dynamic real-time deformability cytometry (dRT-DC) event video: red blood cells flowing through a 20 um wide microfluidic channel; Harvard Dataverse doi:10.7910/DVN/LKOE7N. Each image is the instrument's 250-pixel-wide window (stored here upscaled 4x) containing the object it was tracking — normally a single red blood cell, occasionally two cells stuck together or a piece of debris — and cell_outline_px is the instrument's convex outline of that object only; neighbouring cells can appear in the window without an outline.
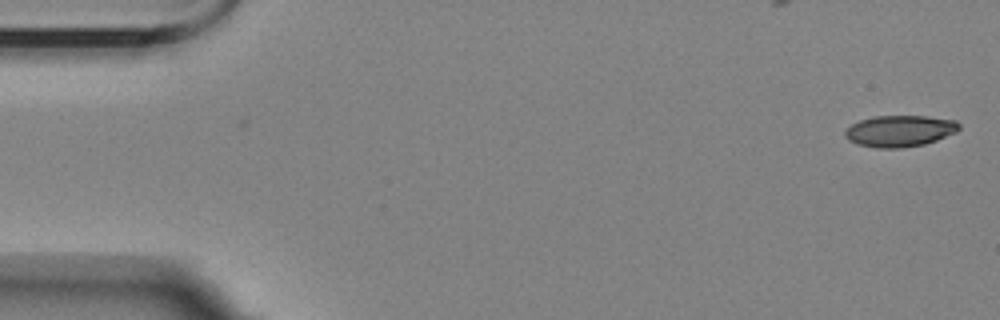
{"species": "Egyptian fruit bat (a non-hibernating species)", "species_latin": "Rousettus aegyptiacus", "temperature_condition": "room temperature", "stored_images_in_passage": 6, "segment_of_instrument_passage": [1, 2], "camera_frame_rate_fps": 3000, "um_per_image_px": 0.085, "animal": {"sex": "female"}, "frame": {"image": 1, "passage_image": 1, "time_ms": 0.0, "image_size_px": [1000, 320], "cell_outline_px": [[960, 128], [956, 132], [936, 140], [924, 144], [900, 148], [876, 148], [856, 144], [848, 140], [844, 136], [844, 132], [852, 124], [860, 120], [872, 116], [924, 116], [956, 120], [960, 124]], "centroid_in_image_um": [76.46, 11.13], "position_along_channel_um": 8.5, "area_um2": 20.92}}
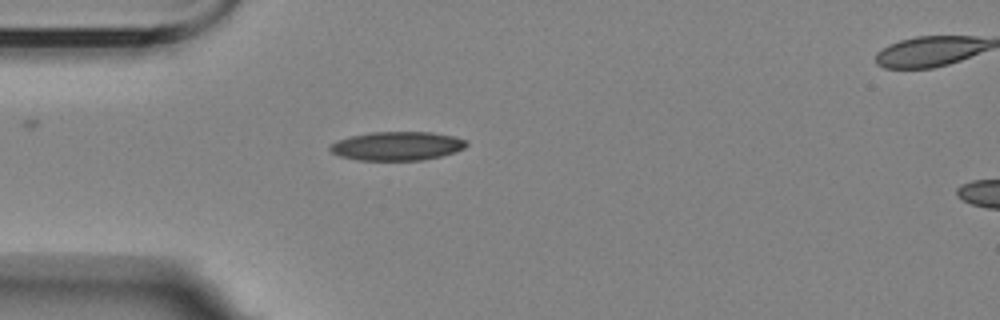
{"frame": {"image": 2, "passage_image": 5, "time_ms": 4.667, "image_size_px": [1000, 320], "cell_outline_px": [[468, 144], [464, 148], [456, 152], [424, 160], [356, 160], [340, 156], [332, 152], [328, 148], [332, 144], [340, 140], [352, 136], [372, 132], [432, 132], [452, 136], [468, 140]], "centroid_in_image_um": [33.8, 12.41], "position_along_channel_um": 51.2, "area_um2": 22.77}}